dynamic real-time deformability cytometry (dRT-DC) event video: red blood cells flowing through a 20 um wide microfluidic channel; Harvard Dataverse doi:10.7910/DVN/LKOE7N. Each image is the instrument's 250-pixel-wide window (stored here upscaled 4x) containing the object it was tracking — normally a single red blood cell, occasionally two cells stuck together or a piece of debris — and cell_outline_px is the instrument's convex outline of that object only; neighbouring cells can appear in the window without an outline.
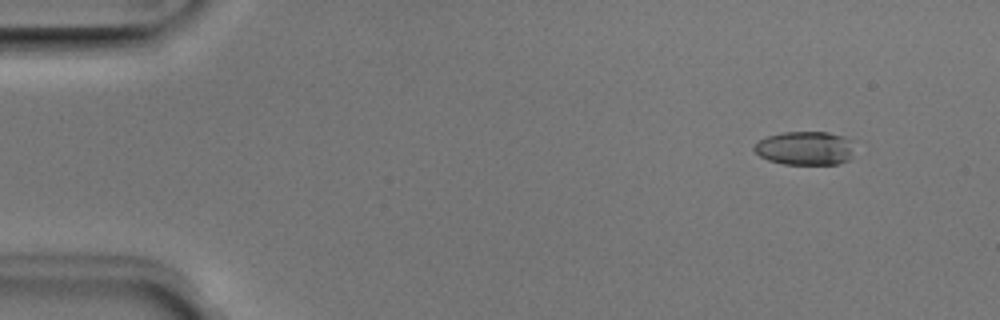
{"species": "Egyptian fruit bat (a non-hibernating species)", "species_latin": "Rousettus aegyptiacus", "temperature_condition": "room temperature", "stored_images_in_passage": 51, "camera_frame_rate_fps": 3000, "um_per_image_px": 0.085, "animal": {"sex": "male"}, "frame": {"image": 1, "passage_image": 5, "time_ms": 1.333, "image_size_px": [1000, 320], "cell_outline_px": [[852, 140], [848, 160], [836, 164], [784, 164], [768, 160], [760, 156], [752, 148], [760, 140], [768, 136], [784, 132], [828, 132], [844, 136]], "centroid_in_image_um": [68.4, 12.59], "position_along_channel_um": 16.6, "area_um2": 19.42}}
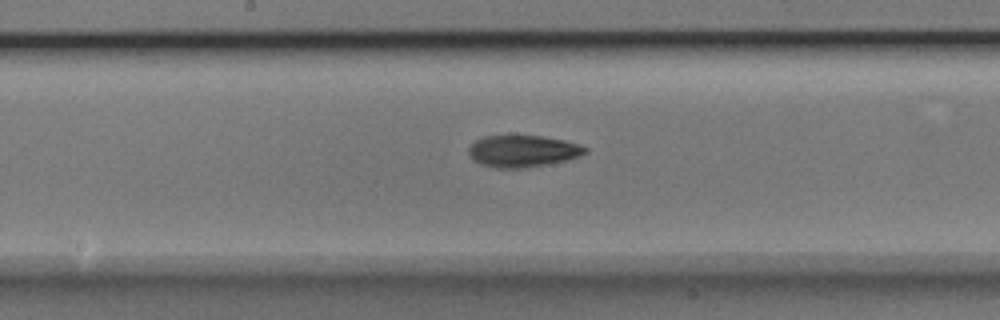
{"frame": {"image": 2, "passage_image": 27, "time_ms": 8.667, "image_size_px": [1000, 320], "cell_outline_px": [[588, 152], [580, 156], [568, 160], [548, 164], [524, 168], [496, 168], [480, 164], [472, 160], [468, 152], [468, 148], [476, 140], [484, 136], [544, 136], [564, 140], [588, 148]], "centroid_in_image_um": [44.43, 12.85], "position_along_channel_um": 203.8, "area_um2": 21.68}}
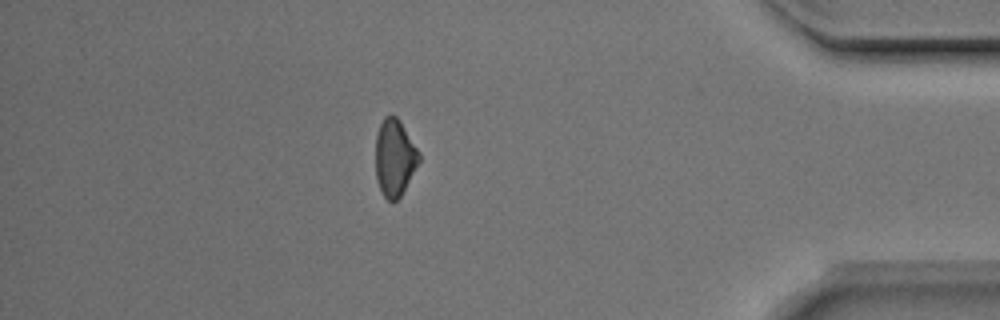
{"frame": {"image": 3, "passage_image": 45, "time_ms": 14.667, "image_size_px": [1000, 320], "cell_outline_px": [[420, 160], [400, 196], [392, 204], [384, 196], [376, 180], [376, 132], [384, 116], [396, 116], [400, 120], [420, 152]], "centroid_in_image_um": [33.54, 13.39], "position_along_channel_um": 401.7, "area_um2": 19.42}, "authors_computed_cell_mechanics": {"area_um2": 20.5768, "velocity_mm_per_s": 3.9502, "shape_relaxation_time_tau1_ms": 5.187, "shape_relaxation_time_tau2_ms": 9.553, "deformation_change_tau1": 0.1526, "deformation_change_tau2": 0.1779}}